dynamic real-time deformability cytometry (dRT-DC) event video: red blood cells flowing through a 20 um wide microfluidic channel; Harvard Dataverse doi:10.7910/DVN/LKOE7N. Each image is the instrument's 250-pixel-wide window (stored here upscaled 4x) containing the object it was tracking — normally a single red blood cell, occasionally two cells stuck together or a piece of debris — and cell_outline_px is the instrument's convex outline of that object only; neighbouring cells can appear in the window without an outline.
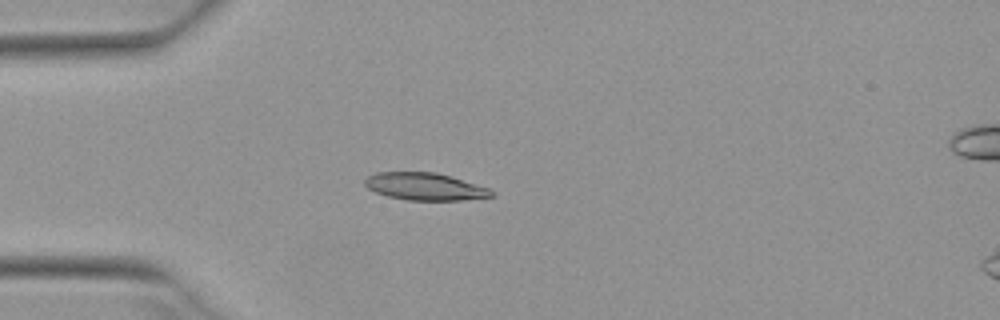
{"species": "Egyptian fruit bat (a non-hibernating species)", "species_latin": "Rousettus aegyptiacus", "temperature_condition": "warm", "stored_images_in_passage": 5, "camera_frame_rate_fps": 3000, "um_per_image_px": 0.085, "animal": {"sex": "female"}, "frame": {"image": 1, "passage_image": 5, "time_ms": 1.333, "image_size_px": [1000, 320], "cell_outline_px": [[496, 196], [460, 200], [408, 200], [388, 196], [376, 192], [368, 188], [364, 184], [364, 180], [368, 176], [376, 172], [436, 172], [452, 176], [492, 188]], "centroid_in_image_um": [36.18, 15.85], "position_along_channel_um": 48.8, "area_um2": 20.4}}